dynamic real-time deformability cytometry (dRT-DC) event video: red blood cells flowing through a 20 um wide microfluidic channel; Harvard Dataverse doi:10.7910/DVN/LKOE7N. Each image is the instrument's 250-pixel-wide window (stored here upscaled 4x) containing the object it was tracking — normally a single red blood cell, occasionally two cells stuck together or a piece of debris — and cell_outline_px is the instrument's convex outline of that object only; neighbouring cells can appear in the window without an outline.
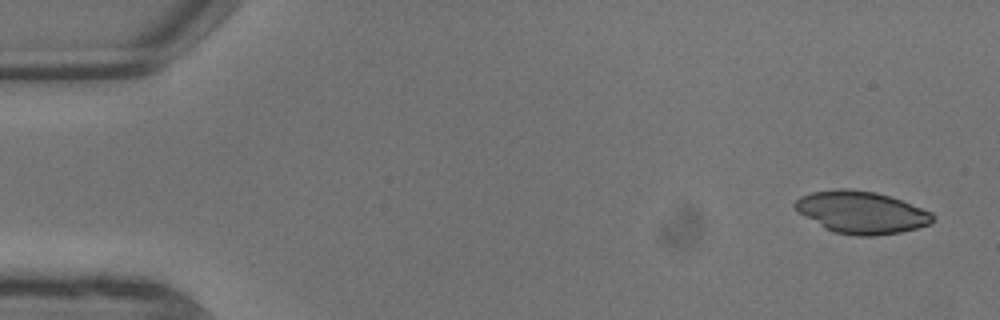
{"species": "common noctule bat (a hibernating species)", "species_latin": "Nyctalus noctula", "temperature_condition": "warm", "stored_images_in_passage": 7, "camera_frame_rate_fps": 3000, "um_per_image_px": 0.085, "animal": {"sex": "male", "body_mass_g": 13.3}, "frame": {"image": 1, "passage_image": 1, "time_ms": 0.0, "image_size_px": [1000, 320], "cell_outline_px": [[936, 216], [928, 224], [916, 228], [900, 232], [876, 236], [856, 236], [836, 232], [824, 228], [800, 212], [792, 204], [800, 196], [812, 192], [836, 188], [848, 188], [876, 192], [900, 200], [932, 212]], "centroid_in_image_um": [73.21, 18.04], "position_along_channel_um": 11.8, "area_um2": 33.64}}
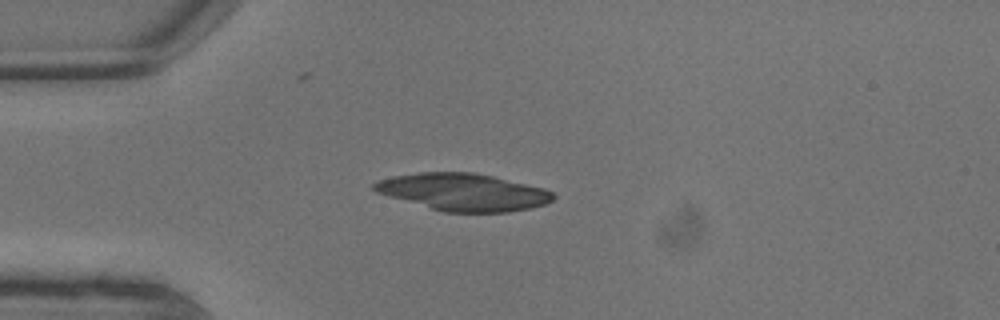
{"frame": {"image": 2, "passage_image": 5, "time_ms": 1.333, "image_size_px": [1000, 320], "cell_outline_px": [[556, 196], [552, 200], [544, 204], [532, 208], [508, 212], [444, 212], [376, 192], [372, 188], [372, 184], [380, 180], [392, 176], [420, 172], [472, 172], [492, 176], [544, 188], [552, 192]], "centroid_in_image_um": [39.39, 16.32], "position_along_channel_um": 45.6, "area_um2": 38.55}}